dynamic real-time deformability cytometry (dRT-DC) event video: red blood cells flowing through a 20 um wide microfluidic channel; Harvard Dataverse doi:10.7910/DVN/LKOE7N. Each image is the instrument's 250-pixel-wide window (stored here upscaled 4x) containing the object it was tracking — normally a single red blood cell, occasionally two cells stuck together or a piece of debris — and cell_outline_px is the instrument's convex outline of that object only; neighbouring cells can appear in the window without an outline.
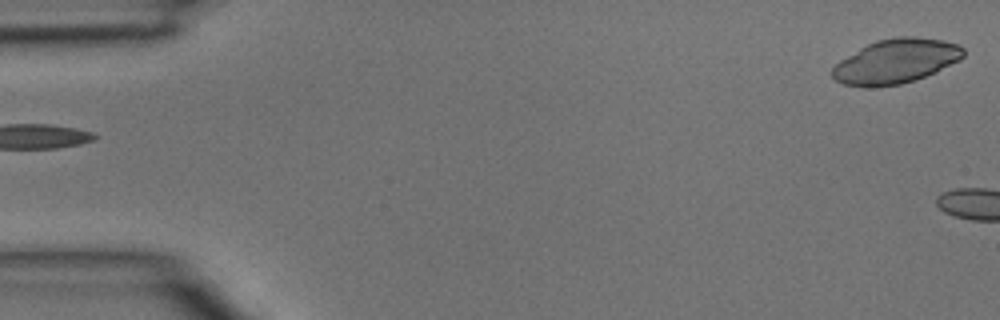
{"species": "common noctule bat (a hibernating species)", "species_latin": "Nyctalus noctula", "temperature_condition": "room temperature", "stored_images_in_passage": 2, "camera_frame_rate_fps": 3000, "um_per_image_px": 0.085, "animal": {"sex": "male", "body_mass_g": 15.6}, "frame": {"image": 1, "passage_image": 1, "time_ms": 0.0, "image_size_px": [1000, 320], "cell_outline_px": [[964, 56], [960, 60], [936, 72], [916, 80], [900, 84], [864, 88], [844, 84], [836, 80], [832, 76], [832, 68], [840, 60], [860, 48], [876, 40], [896, 36], [916, 36], [944, 40], [960, 44], [964, 48]], "centroid_in_image_um": [76.18, 5.2], "position_along_channel_um": 8.8, "area_um2": 34.22}}